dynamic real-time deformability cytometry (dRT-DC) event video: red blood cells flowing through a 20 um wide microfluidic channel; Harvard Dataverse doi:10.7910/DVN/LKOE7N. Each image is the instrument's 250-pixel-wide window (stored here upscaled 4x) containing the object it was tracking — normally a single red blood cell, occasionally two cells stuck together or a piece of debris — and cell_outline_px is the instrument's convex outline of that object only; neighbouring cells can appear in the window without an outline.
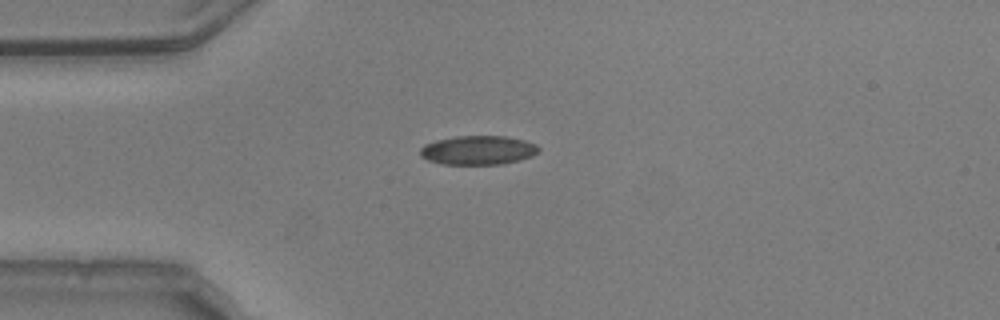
{"species": "common noctule bat (a hibernating species)", "species_latin": "Nyctalus noctula", "temperature_condition": "warm", "stored_images_in_passage": 41, "camera_frame_rate_fps": 3000, "um_per_image_px": 0.085, "animal": {"sex": "male", "body_mass_g": 20.5, "forearm_length_mm": 52.5}, "frame": {"image": 1, "passage_image": 1, "time_ms": 0.0, "image_size_px": [1000, 320], "cell_outline_px": [[540, 152], [532, 156], [520, 160], [504, 164], [444, 164], [428, 160], [420, 156], [420, 148], [424, 144], [436, 140], [456, 136], [504, 136], [524, 140], [536, 144], [540, 148]], "centroid_in_image_um": [40.65, 12.76], "position_along_channel_um": 44.3, "area_um2": 20.17}}
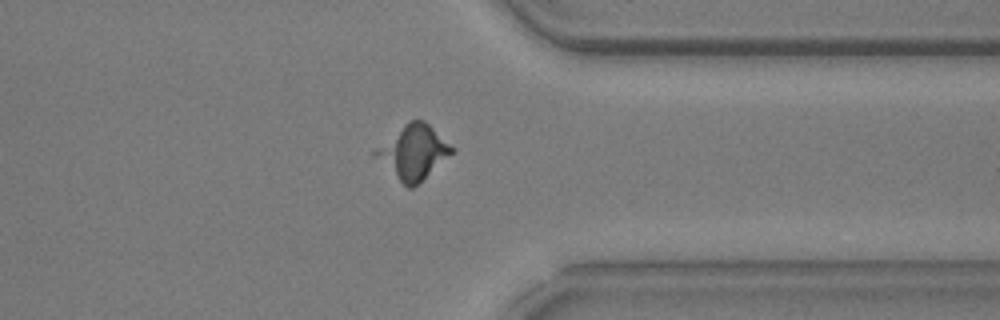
{"frame": {"image": 2, "passage_image": 29, "time_ms": 9.333, "image_size_px": [1000, 320], "cell_outline_px": [[456, 148], [452, 152], [412, 188], [408, 188], [372, 156], [372, 152], [376, 148], [408, 120], [424, 120]], "centroid_in_image_um": [35.1, 12.9], "position_along_channel_um": 376.3, "area_um2": 23.47}}
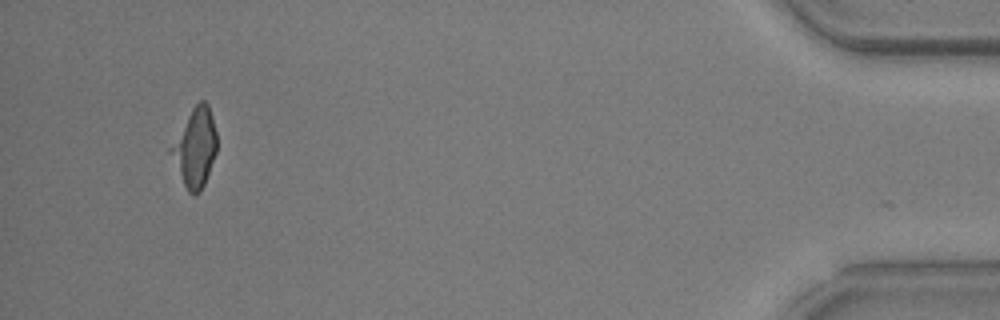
{"frame": {"image": 3, "passage_image": 38, "time_ms": 12.333, "image_size_px": [1000, 320], "cell_outline_px": [[216, 152], [204, 184], [200, 192], [192, 196], [188, 192], [168, 152], [168, 148], [192, 108], [200, 100], [204, 100], [208, 104], [216, 132]], "centroid_in_image_um": [16.56, 12.55], "position_along_channel_um": 418.6, "area_um2": 20.81}}